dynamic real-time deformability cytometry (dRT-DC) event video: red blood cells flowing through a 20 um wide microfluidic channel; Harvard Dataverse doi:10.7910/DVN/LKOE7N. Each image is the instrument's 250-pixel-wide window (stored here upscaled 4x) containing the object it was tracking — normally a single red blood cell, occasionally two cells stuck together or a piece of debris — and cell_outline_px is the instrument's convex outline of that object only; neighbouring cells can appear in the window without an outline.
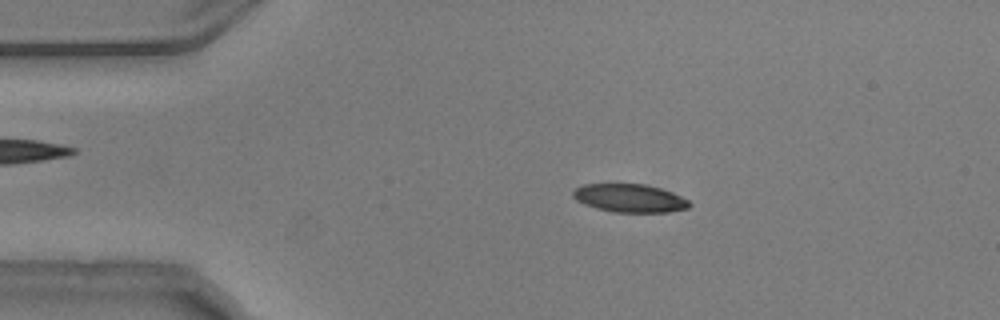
{"species": "common noctule bat (a hibernating species)", "species_latin": "Nyctalus noctula", "temperature_condition": "warm", "stored_images_in_passage": 53, "camera_frame_rate_fps": 3000, "um_per_image_px": 0.085, "animal": {"sex": "male", "body_mass_g": 20.5, "forearm_length_mm": 52.5}, "frame": {"image": 1, "passage_image": 10, "time_ms": 3.0, "image_size_px": [1000, 320], "cell_outline_px": [[692, 204], [688, 208], [668, 212], [612, 212], [596, 208], [584, 204], [576, 200], [572, 196], [572, 192], [576, 188], [584, 184], [644, 184], [660, 188], [672, 192], [688, 200]], "centroid_in_image_um": [53.51, 16.84], "position_along_channel_um": 31.5, "area_um2": 19.13}}
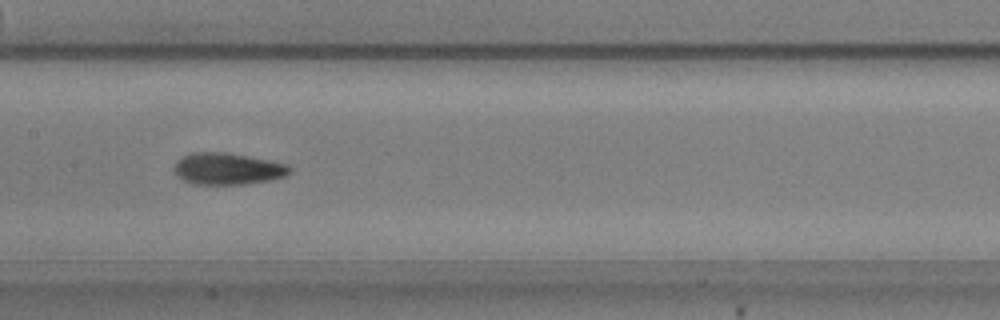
{"frame": {"image": 2, "passage_image": 26, "time_ms": 8.333, "image_size_px": [1000, 320], "cell_outline_px": [[292, 172], [284, 176], [272, 180], [244, 184], [192, 184], [176, 176], [172, 168], [176, 160], [192, 152], [228, 152], [288, 164], [292, 168]], "centroid_in_image_um": [19.33, 14.34], "position_along_channel_um": 188.1, "area_um2": 21.62}}
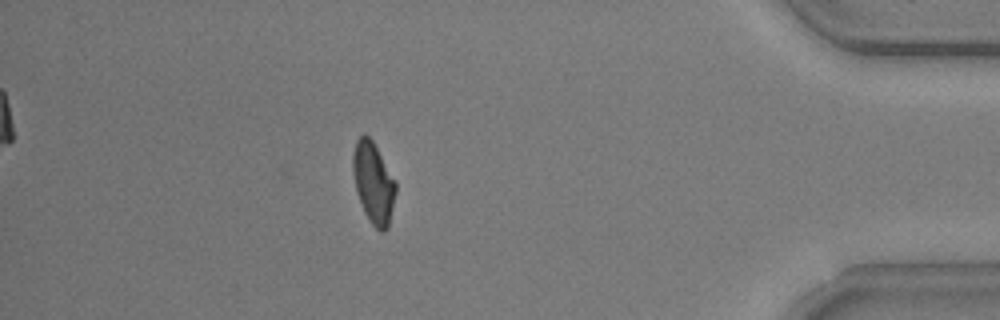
{"frame": {"image": 3, "passage_image": 47, "time_ms": 15.333, "image_size_px": [1000, 320], "cell_outline_px": [[396, 192], [388, 228], [384, 232], [380, 232], [368, 220], [364, 212], [356, 192], [352, 172], [352, 156], [356, 140], [364, 132], [372, 140], [396, 180]], "centroid_in_image_um": [31.73, 15.54], "position_along_channel_um": 403.5, "area_um2": 20.52}, "authors_computed_cell_mechanics": {"area_um2": 20.23, "velocity_mm_per_s": 3.7467, "shape_relaxation_time_tau1_ms": 5.4476, "shape_relaxation_time_tau2_ms": 2.8318, "deformation_change_tau1": 0.1598, "deformation_change_tau2": 0.0881}}